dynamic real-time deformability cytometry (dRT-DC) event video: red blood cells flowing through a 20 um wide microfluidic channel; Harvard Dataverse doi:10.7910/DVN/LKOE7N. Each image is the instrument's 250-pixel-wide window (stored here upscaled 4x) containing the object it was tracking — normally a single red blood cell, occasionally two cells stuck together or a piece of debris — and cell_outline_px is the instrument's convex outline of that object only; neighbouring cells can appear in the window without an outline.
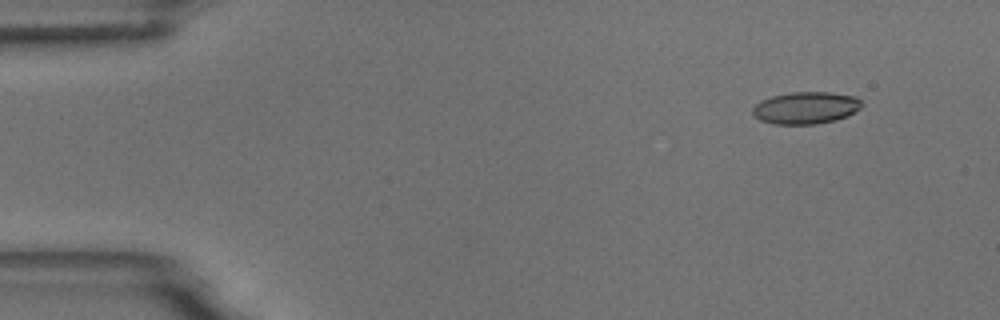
{"species": "common noctule bat (a hibernating species)", "species_latin": "Nyctalus noctula", "temperature_condition": "room temperature", "stored_images_in_passage": 4, "camera_frame_rate_fps": 3000, "um_per_image_px": 0.085, "animal": {"sex": "male", "body_mass_g": 18.8}, "frame": {"image": 1, "passage_image": 1, "time_ms": 0.0, "image_size_px": [1000, 320], "cell_outline_px": [[860, 108], [848, 116], [836, 120], [816, 124], [776, 124], [760, 120], [752, 116], [752, 108], [760, 100], [772, 96], [792, 92], [832, 92], [856, 96], [860, 100]], "centroid_in_image_um": [68.47, 9.16], "position_along_channel_um": 16.5, "area_um2": 20.52}}
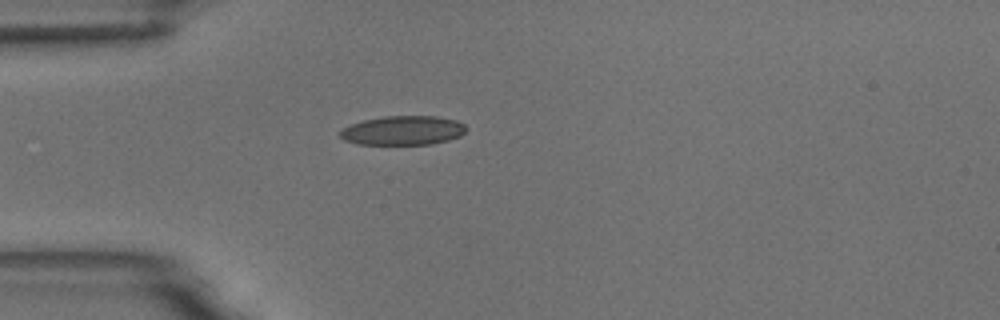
{"frame": {"image": 2, "passage_image": 4, "time_ms": 3.333, "image_size_px": [1000, 320], "cell_outline_px": [[468, 128], [460, 136], [448, 140], [432, 144], [356, 144], [344, 140], [340, 136], [340, 132], [344, 128], [352, 124], [364, 120], [384, 116], [436, 116], [456, 120], [464, 124]], "centroid_in_image_um": [34.28, 11.09], "position_along_channel_um": 50.7, "area_um2": 21.39}}